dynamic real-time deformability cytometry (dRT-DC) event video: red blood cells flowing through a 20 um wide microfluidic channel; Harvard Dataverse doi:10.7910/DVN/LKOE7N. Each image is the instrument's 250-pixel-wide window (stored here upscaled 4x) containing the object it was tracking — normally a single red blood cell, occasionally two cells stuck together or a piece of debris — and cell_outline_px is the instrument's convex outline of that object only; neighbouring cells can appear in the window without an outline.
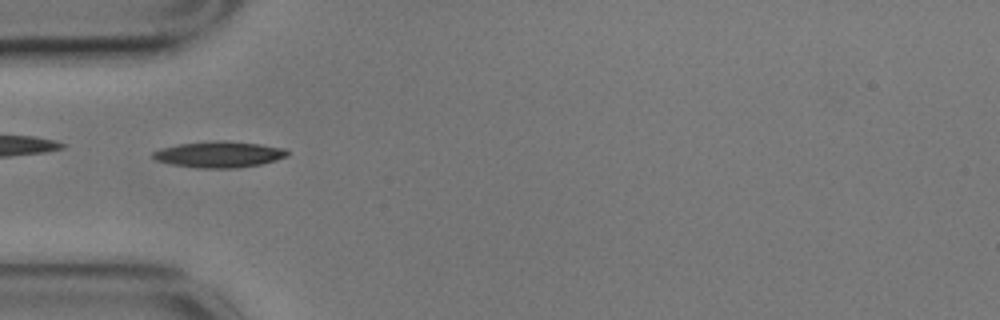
{"species": "common noctule bat (a hibernating species)", "species_latin": "Nyctalus noctula", "temperature_condition": "cold", "stored_images_in_passage": 40, "camera_frame_rate_fps": 3000, "um_per_image_px": 0.085, "animal": {"sex": "male", "body_mass_g": 17.9}, "frame": {"image": 1, "passage_image": 1, "time_ms": 0.0, "image_size_px": [1000, 320], "cell_outline_px": [[288, 156], [276, 160], [260, 164], [236, 168], [196, 168], [172, 164], [156, 160], [152, 156], [152, 152], [160, 148], [180, 144], [224, 140], [260, 144], [284, 148], [288, 152]], "centroid_in_image_um": [18.62, 13.13], "position_along_channel_um": 66.4, "area_um2": 20.35}, "authors_computed_cell_mechanics": {"area_um2": 18.5827, "velocity_mm_per_s": 3.5051, "shape_relaxation_time_tau1_ms": 5.5024, "shape_relaxation_time_tau2_ms": 4.0348, "deformation_change_tau1": 0.1583, "deformation_change_tau2": 0.1271}}